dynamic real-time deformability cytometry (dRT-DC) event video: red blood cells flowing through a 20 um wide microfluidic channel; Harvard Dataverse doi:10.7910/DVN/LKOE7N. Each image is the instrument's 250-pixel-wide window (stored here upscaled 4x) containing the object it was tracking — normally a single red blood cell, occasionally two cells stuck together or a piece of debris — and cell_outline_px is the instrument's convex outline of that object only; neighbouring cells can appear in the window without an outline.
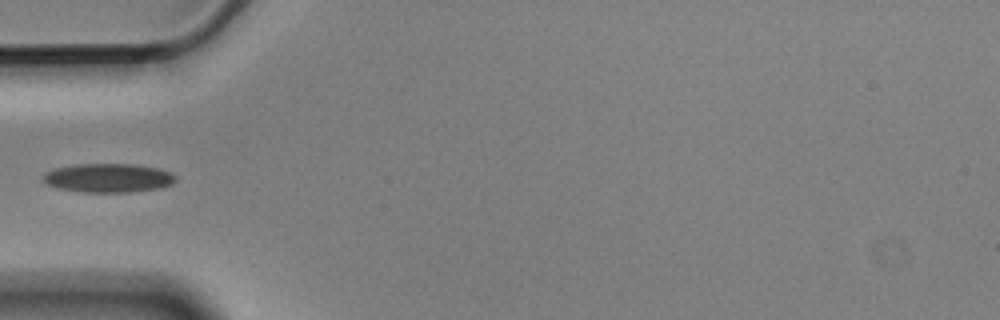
{"species": "Egyptian fruit bat (a non-hibernating species)", "species_latin": "Rousettus aegyptiacus", "temperature_condition": "cold", "stored_images_in_passage": 4, "camera_frame_rate_fps": 3000, "um_per_image_px": 0.085, "animal": {"sex": "male"}, "frame": {"image": 1, "passage_image": 4, "time_ms": 1.0, "image_size_px": [1000, 320], "cell_outline_px": [[176, 180], [172, 184], [160, 188], [128, 192], [84, 192], [60, 188], [48, 184], [44, 180], [44, 176], [48, 172], [56, 168], [76, 164], [136, 164], [160, 168], [172, 172], [176, 176]], "centroid_in_image_um": [9.3, 15.11], "position_along_channel_um": 75.7, "area_um2": 22.2}}